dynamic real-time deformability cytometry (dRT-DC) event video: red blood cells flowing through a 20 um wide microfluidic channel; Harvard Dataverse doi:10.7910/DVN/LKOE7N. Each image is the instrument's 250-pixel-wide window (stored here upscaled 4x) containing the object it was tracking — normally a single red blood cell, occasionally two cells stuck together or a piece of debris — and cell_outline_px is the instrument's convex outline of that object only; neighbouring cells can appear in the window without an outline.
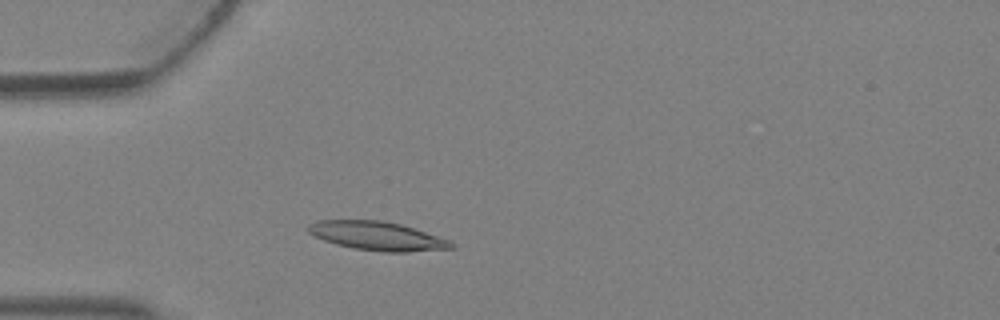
{"species": "Egyptian fruit bat (a non-hibernating species)", "species_latin": "Rousettus aegyptiacus", "temperature_condition": "warm", "stored_images_in_passage": 2, "camera_frame_rate_fps": 3000, "um_per_image_px": 0.085, "animal": {"sex": "female"}, "frame": {"image": 1, "passage_image": 2, "time_ms": 0.333, "image_size_px": [1000, 320], "cell_outline_px": [[456, 248], [408, 252], [384, 252], [356, 248], [336, 244], [324, 240], [308, 232], [308, 224], [316, 220], [384, 220], [400, 224], [448, 240], [456, 244]], "centroid_in_image_um": [32.06, 20.05], "position_along_channel_um": 52.9, "area_um2": 23.76}}